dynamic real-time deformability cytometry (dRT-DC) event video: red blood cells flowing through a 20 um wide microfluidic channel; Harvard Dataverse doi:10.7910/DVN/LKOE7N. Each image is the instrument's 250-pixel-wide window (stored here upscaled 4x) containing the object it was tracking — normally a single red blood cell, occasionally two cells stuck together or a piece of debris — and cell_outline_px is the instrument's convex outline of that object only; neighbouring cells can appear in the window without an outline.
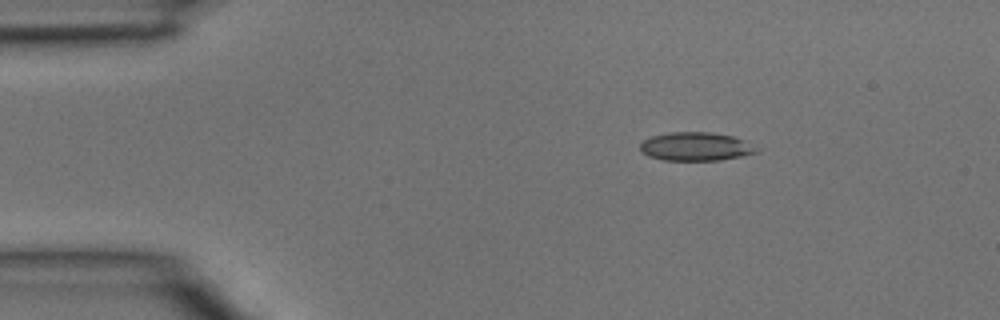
{"species": "common noctule bat (a hibernating species)", "species_latin": "Nyctalus noctula", "temperature_condition": "room temperature", "stored_images_in_passage": 4, "camera_frame_rate_fps": 3000, "um_per_image_px": 0.085, "animal": {"sex": "male", "body_mass_g": 15.6}, "frame": {"image": 1, "passage_image": 1, "time_ms": 0.0, "image_size_px": [1000, 320], "cell_outline_px": [[760, 152], [744, 156], [720, 160], [664, 160], [648, 156], [640, 152], [640, 144], [644, 140], [652, 136], [668, 132], [712, 132], [732, 136], [744, 140], [760, 148]], "centroid_in_image_um": [59.18, 12.46], "position_along_channel_um": 25.8, "area_um2": 19.59}}